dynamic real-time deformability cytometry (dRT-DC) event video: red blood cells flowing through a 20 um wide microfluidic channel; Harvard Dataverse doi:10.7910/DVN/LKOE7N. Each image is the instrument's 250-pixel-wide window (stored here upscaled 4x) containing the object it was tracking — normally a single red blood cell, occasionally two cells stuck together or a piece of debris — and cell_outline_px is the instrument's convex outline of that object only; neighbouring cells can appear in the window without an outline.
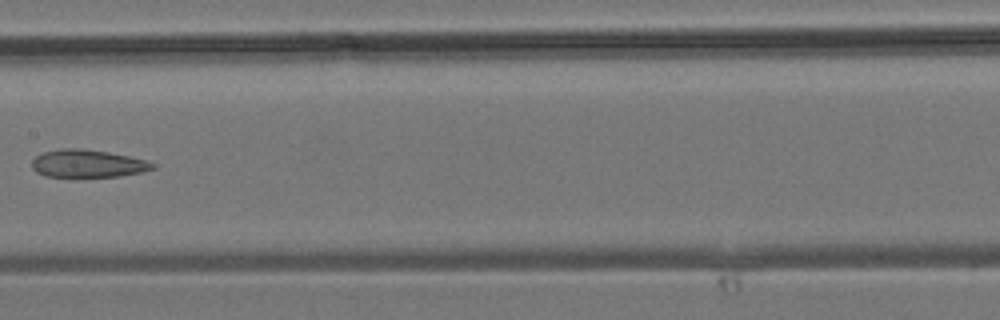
{"species": "common noctule bat (a hibernating species)", "species_latin": "Nyctalus noctula", "temperature_condition": "room temperature", "stored_images_in_passage": 5, "camera_frame_rate_fps": 3000, "um_per_image_px": 0.085, "animal": {"sex": "male", "body_mass_g": 19.2, "forearm_length_mm": 51.8}, "frame": {"image": 1, "passage_image": 5, "time_ms": 1.333, "image_size_px": [1000, 320], "cell_outline_px": [[156, 168], [140, 172], [120, 176], [44, 176], [36, 172], [32, 168], [32, 160], [36, 156], [44, 152], [60, 148], [84, 148], [108, 152], [148, 160], [156, 164]], "centroid_in_image_um": [7.46, 13.89], "position_along_channel_um": 199.9, "area_um2": 19.48}}